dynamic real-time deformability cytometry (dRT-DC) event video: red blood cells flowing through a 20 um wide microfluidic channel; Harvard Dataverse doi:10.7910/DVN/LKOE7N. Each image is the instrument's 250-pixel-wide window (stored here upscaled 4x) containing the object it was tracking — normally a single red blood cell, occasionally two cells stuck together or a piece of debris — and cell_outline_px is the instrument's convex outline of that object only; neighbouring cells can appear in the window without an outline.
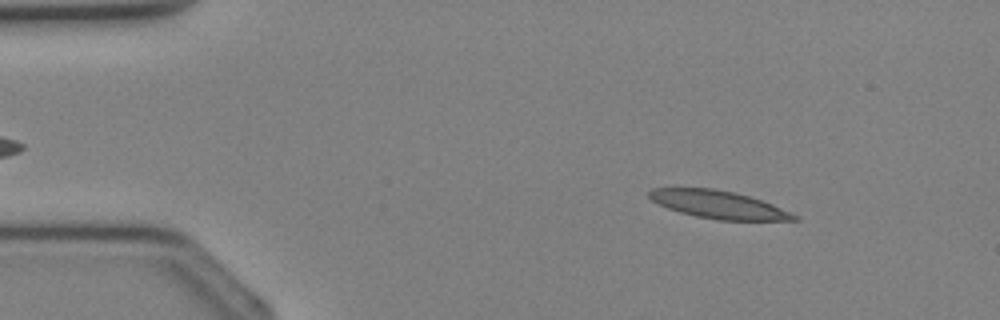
{"species": "Egyptian fruit bat (a non-hibernating species)", "species_latin": "Rousettus aegyptiacus", "temperature_condition": "cold", "stored_images_in_passage": 35, "camera_frame_rate_fps": 3000, "um_per_image_px": 0.085, "animal": {"sex": "female"}, "frame": {"image": 1, "passage_image": 4, "time_ms": 1.0, "image_size_px": [1000, 320], "cell_outline_px": [[800, 220], [720, 220], [696, 216], [680, 212], [668, 208], [652, 200], [648, 196], [648, 192], [652, 188], [712, 188], [732, 192], [748, 196], [772, 204], [792, 212], [800, 216]], "centroid_in_image_um": [61.1, 17.39], "position_along_channel_um": 23.9, "area_um2": 23.24}}
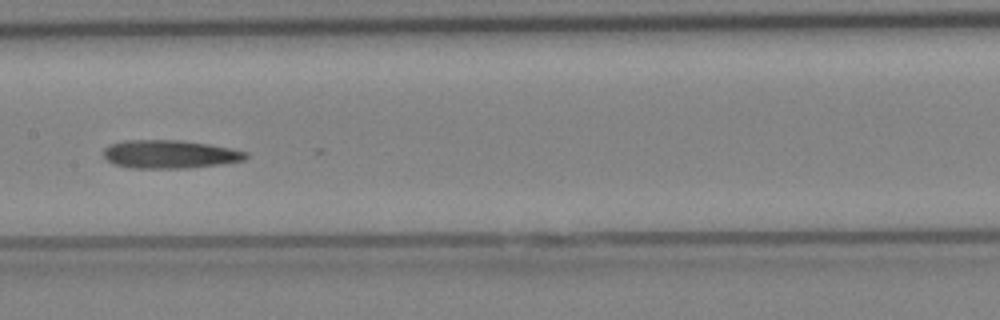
{"frame": {"image": 2, "passage_image": 17, "time_ms": 5.333, "image_size_px": [1000, 320], "cell_outline_px": [[248, 156], [244, 160], [220, 164], [188, 168], [132, 168], [116, 164], [108, 160], [104, 156], [104, 148], [108, 144], [124, 140], [180, 140], [208, 144], [248, 152]], "centroid_in_image_um": [14.41, 13.1], "position_along_channel_um": 193.0, "area_um2": 23.35}}
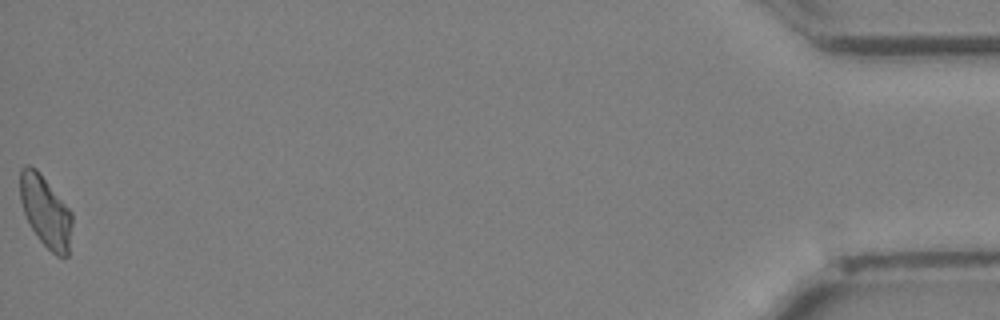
{"frame": {"image": 3, "passage_image": 35, "time_ms": 11.333, "image_size_px": [1000, 320], "cell_outline_px": [[72, 224], [68, 256], [56, 256], [40, 240], [32, 228], [24, 212], [20, 200], [20, 168], [24, 164], [28, 164], [36, 168], [40, 172], [72, 212]], "centroid_in_image_um": [3.87, 17.93], "position_along_channel_um": 431.3, "area_um2": 21.56}}